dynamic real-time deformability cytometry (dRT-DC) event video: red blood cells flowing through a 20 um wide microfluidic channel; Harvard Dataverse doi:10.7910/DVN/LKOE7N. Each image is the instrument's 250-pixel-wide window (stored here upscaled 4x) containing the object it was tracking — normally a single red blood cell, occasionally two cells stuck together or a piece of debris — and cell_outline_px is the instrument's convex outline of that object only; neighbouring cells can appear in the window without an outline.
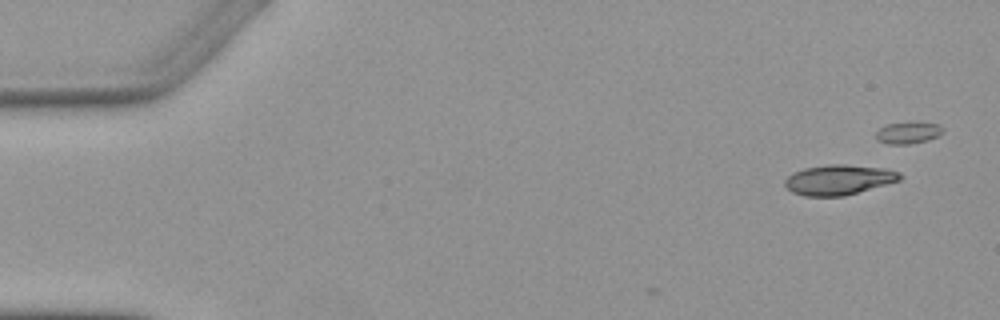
{"species": "Egyptian fruit bat (a non-hibernating species)", "species_latin": "Rousettus aegyptiacus", "temperature_condition": "warm", "stored_images_in_passage": 6, "camera_frame_rate_fps": 3000, "um_per_image_px": 0.085, "animal": {"sex": "female"}, "frame": {"image": 1, "passage_image": 1, "time_ms": 0.0, "image_size_px": [1000, 320], "cell_outline_px": [[904, 176], [900, 180], [844, 196], [804, 196], [792, 192], [784, 184], [784, 180], [792, 172], [804, 168], [828, 164], [844, 164], [884, 168], [900, 172]], "centroid_in_image_um": [71.29, 15.27], "position_along_channel_um": 13.7, "area_um2": 20.23}}